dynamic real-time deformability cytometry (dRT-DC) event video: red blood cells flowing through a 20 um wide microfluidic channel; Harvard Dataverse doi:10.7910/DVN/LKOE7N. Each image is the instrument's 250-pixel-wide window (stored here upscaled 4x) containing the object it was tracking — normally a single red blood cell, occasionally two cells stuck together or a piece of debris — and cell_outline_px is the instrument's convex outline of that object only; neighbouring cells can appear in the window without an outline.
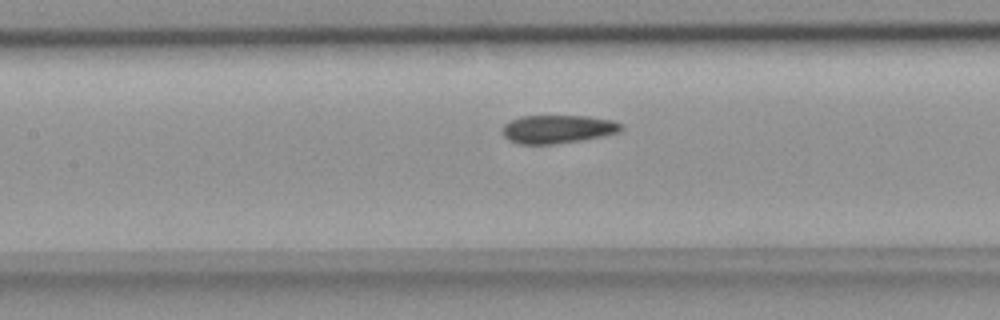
{"species": "common noctule bat (a hibernating species)", "species_latin": "Nyctalus noctula", "temperature_condition": "room temperature", "stored_images_in_passage": 28, "camera_frame_rate_fps": 3000, "um_per_image_px": 0.085, "animal": {"sex": "female", "body_mass_g": 18.4}, "frame": {"image": 1, "passage_image": 26, "time_ms": 8.333, "image_size_px": [1000, 320], "cell_outline_px": [[624, 128], [620, 132], [604, 136], [580, 140], [552, 144], [520, 144], [508, 140], [504, 136], [504, 124], [520, 116], [588, 116], [612, 120], [624, 124]], "centroid_in_image_um": [47.46, 10.97], "position_along_channel_um": 159.9, "area_um2": 19.59}}